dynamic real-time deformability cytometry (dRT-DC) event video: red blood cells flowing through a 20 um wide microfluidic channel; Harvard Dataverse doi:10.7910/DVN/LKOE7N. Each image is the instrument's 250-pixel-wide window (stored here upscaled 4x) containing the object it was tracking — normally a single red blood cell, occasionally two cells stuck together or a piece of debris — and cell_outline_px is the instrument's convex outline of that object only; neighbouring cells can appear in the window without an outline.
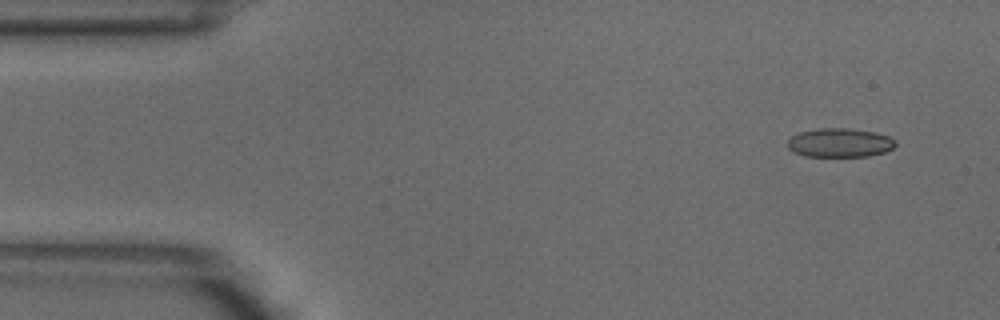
{"species": "common noctule bat (a hibernating species)", "species_latin": "Nyctalus noctula", "temperature_condition": "warm", "stored_images_in_passage": 3, "camera_frame_rate_fps": 3000, "um_per_image_px": 0.085, "animal": {"sex": "male", "body_mass_g": 18.8}, "frame": {"image": 1, "passage_image": 1, "time_ms": 0.0, "image_size_px": [1000, 320], "cell_outline_px": [[896, 144], [892, 148], [884, 152], [868, 156], [804, 156], [788, 148], [788, 140], [792, 136], [800, 132], [820, 128], [848, 128], [876, 132], [888, 136], [896, 140]], "centroid_in_image_um": [71.4, 12.12], "position_along_channel_um": 13.6, "area_um2": 18.09}}
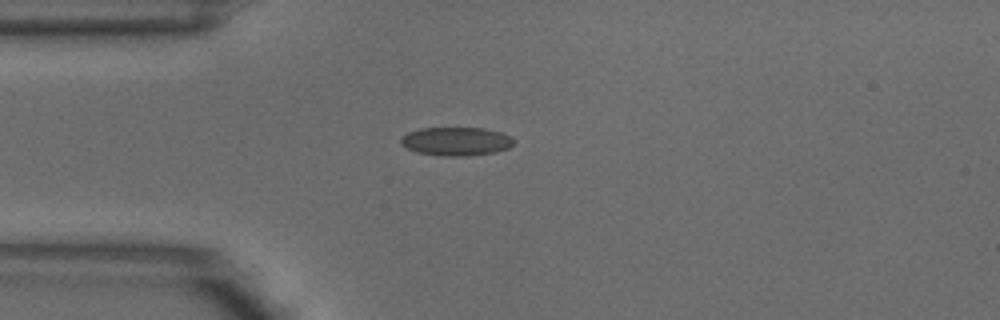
{"frame": {"image": 2, "passage_image": 3, "time_ms": 0.667, "image_size_px": [1000, 320], "cell_outline_px": [[512, 144], [508, 148], [496, 152], [468, 156], [440, 156], [416, 152], [400, 144], [400, 136], [408, 132], [420, 128], [484, 128], [500, 132], [512, 136]], "centroid_in_image_um": [38.74, 12.02], "position_along_channel_um": 46.3, "area_um2": 18.9}}